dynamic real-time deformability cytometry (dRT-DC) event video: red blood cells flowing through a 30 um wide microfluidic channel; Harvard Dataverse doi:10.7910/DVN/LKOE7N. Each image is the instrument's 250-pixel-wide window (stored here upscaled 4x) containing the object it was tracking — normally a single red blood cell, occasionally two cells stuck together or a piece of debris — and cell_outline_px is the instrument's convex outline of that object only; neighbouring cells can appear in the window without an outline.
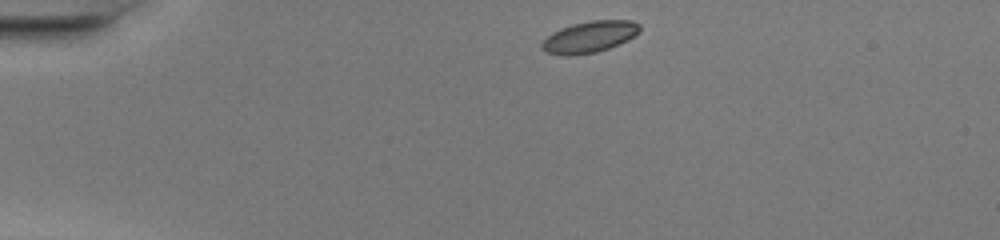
{"species": "common noctule bat (a hibernating species)", "species_latin": "Nyctalus noctula", "temperature_condition": "warm", "stored_images_in_passage": 40, "camera_frame_rate_fps": 3000, "um_per_image_px": 0.085, "animal": {"sex": "female", "body_mass_g": 20.0, "forearm_length_mm": 54.0}, "frame": {"image": 1, "passage_image": 1, "time_ms": 0.0, "image_size_px": [1000, 240], "cell_outline_px": [[640, 32], [628, 40], [608, 48], [596, 52], [572, 56], [560, 56], [544, 52], [540, 48], [540, 44], [552, 32], [560, 28], [572, 24], [592, 20], [632, 20], [640, 24]], "centroid_in_image_um": [50.08, 3.14], "position_along_channel_um": 34.9, "area_um2": 18.21}}
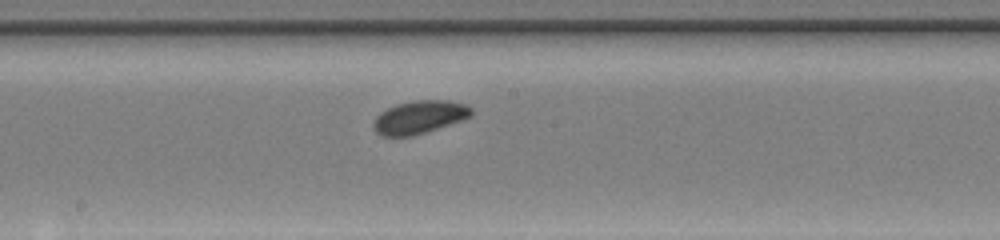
{"frame": {"image": 2, "passage_image": 18, "time_ms": 5.667, "image_size_px": [1000, 240], "cell_outline_px": [[472, 116], [464, 120], [412, 136], [380, 136], [372, 128], [372, 120], [380, 112], [396, 104], [416, 100], [448, 100], [464, 104], [472, 108]], "centroid_in_image_um": [35.63, 9.96], "position_along_channel_um": 212.6, "area_um2": 19.02}}
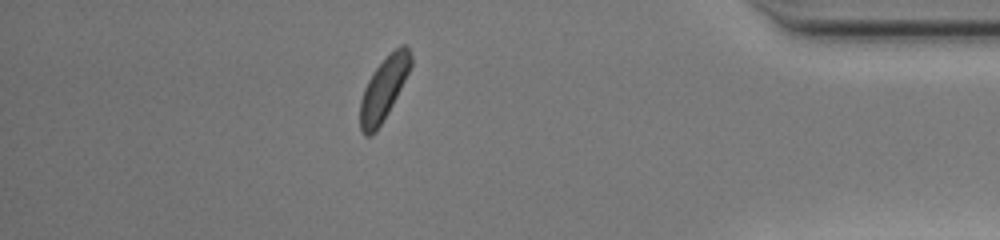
{"frame": {"image": 3, "passage_image": 34, "time_ms": 11.0, "image_size_px": [1000, 240], "cell_outline_px": [[412, 64], [388, 112], [376, 132], [368, 136], [364, 136], [360, 132], [360, 100], [364, 88], [368, 80], [376, 68], [400, 44], [404, 44], [408, 48], [412, 56]], "centroid_in_image_um": [32.59, 7.58], "position_along_channel_um": 402.6, "area_um2": 18.15}, "authors_computed_cell_mechanics": {"area_um2": 18.1781, "velocity_mm_per_s": 4.1978, "shape_relaxation_time_tau1_ms": 1.2089, "shape_relaxation_time_tau2_ms": 8.5656, "deformation_change_tau1": 0.0629, "deformation_change_tau2": 0.1523}}